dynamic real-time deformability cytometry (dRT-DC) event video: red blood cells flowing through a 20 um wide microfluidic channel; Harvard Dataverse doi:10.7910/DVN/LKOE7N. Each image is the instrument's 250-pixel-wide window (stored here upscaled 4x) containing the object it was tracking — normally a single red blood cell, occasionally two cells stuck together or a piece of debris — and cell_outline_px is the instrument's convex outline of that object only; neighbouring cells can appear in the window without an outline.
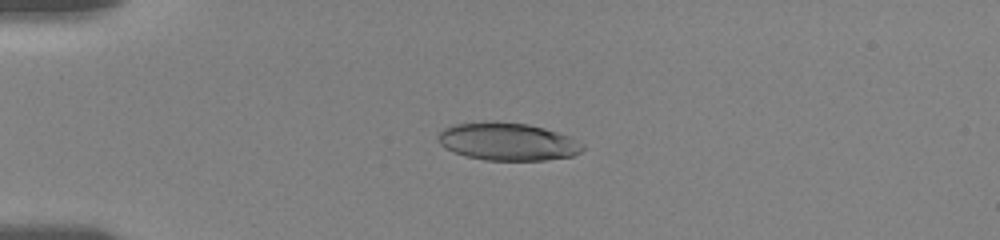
{"species": "human", "species_latin": "Homo sapiens", "temperature_condition": "room temperature", "stored_images_in_passage": 45, "camera_frame_rate_fps": 3000, "um_per_image_px": 0.085, "donor": {"sex": "female"}, "frame": {"image": 1, "passage_image": 3, "time_ms": 0.667, "image_size_px": [1000, 240], "cell_outline_px": [[584, 148], [580, 152], [572, 156], [544, 160], [484, 160], [468, 156], [456, 152], [440, 144], [436, 136], [444, 128], [456, 124], [492, 120], [528, 124], [544, 128], [568, 136], [584, 144]], "centroid_in_image_um": [43.15, 12.02], "position_along_channel_um": 41.8, "area_um2": 31.67}}
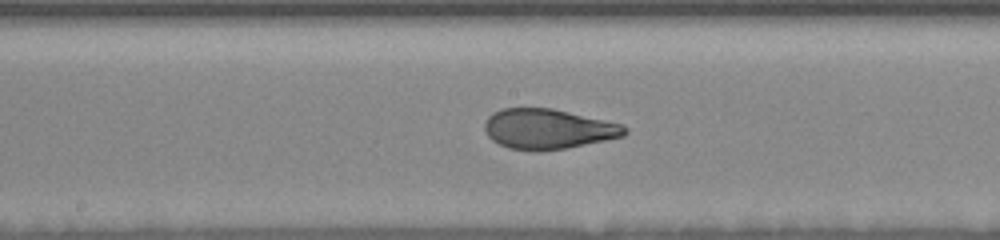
{"frame": {"image": 2, "passage_image": 19, "time_ms": 6.0, "image_size_px": [1000, 240], "cell_outline_px": [[628, 132], [624, 136], [568, 148], [508, 148], [492, 140], [488, 136], [484, 128], [484, 124], [488, 116], [492, 112], [500, 108], [552, 108], [624, 124], [628, 128]], "centroid_in_image_um": [46.61, 10.92], "position_along_channel_um": 201.6, "area_um2": 32.25}}
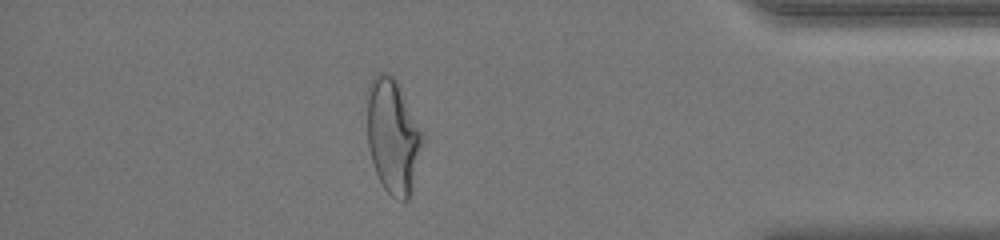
{"frame": {"image": 3, "passage_image": 38, "time_ms": 12.333, "image_size_px": [1000, 240], "cell_outline_px": [[424, 140], [412, 192], [408, 200], [400, 200], [392, 196], [384, 188], [376, 172], [368, 148], [368, 84], [376, 72], [388, 72], [396, 80], [424, 132]], "centroid_in_image_um": [33.43, 11.57], "position_along_channel_um": 401.8, "area_um2": 37.22}, "authors_computed_cell_mechanics": {"area_um2": 33.6396, "velocity_mm_per_s": 3.6328, "shape_relaxation_time_tau1_ms": 6.9854, "shape_relaxation_time_tau2_ms": 1.0015, "deformation_change_tau1": 0.2314, "deformation_change_tau2": 0.0776}}